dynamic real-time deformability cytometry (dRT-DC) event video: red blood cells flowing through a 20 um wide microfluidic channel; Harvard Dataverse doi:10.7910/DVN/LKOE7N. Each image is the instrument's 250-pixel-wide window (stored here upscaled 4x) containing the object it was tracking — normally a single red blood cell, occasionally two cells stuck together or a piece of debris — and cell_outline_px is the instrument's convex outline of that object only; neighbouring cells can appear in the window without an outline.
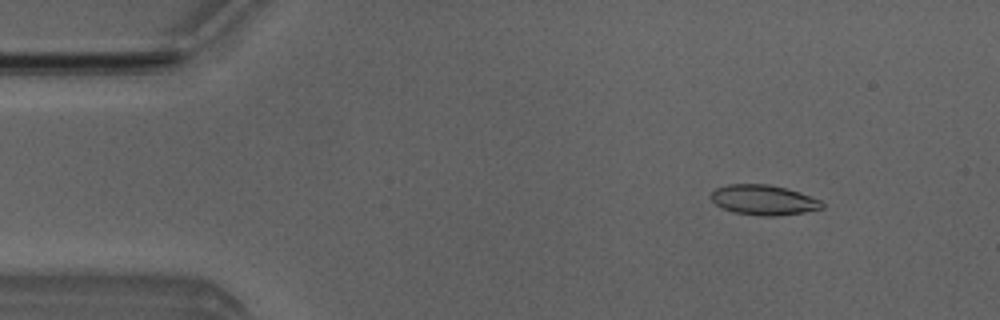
{"species": "Egyptian fruit bat (a non-hibernating species)", "species_latin": "Rousettus aegyptiacus", "temperature_condition": "room temperature", "stored_images_in_passage": 4, "camera_frame_rate_fps": 3000, "um_per_image_px": 0.085, "animal": {"sex": "male"}, "frame": {"image": 1, "passage_image": 2, "time_ms": 1.0, "image_size_px": [1000, 320], "cell_outline_px": [[824, 208], [804, 212], [776, 216], [760, 216], [732, 212], [720, 208], [712, 200], [712, 192], [716, 188], [728, 184], [768, 184], [784, 188], [820, 200], [824, 204]], "centroid_in_image_um": [64.87, 17.01], "position_along_channel_um": 20.1, "area_um2": 19.31}}